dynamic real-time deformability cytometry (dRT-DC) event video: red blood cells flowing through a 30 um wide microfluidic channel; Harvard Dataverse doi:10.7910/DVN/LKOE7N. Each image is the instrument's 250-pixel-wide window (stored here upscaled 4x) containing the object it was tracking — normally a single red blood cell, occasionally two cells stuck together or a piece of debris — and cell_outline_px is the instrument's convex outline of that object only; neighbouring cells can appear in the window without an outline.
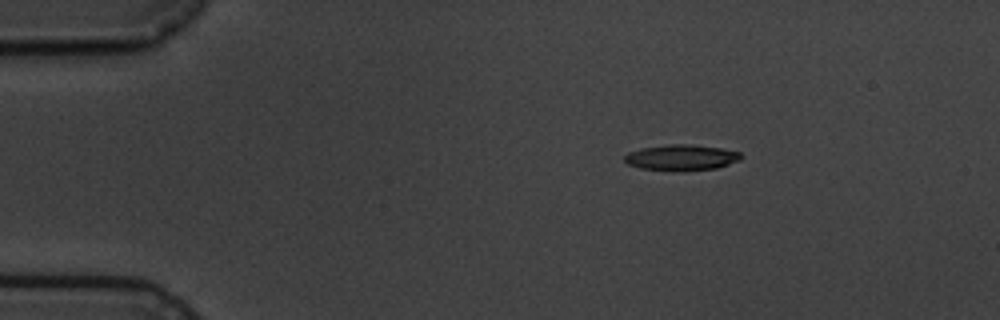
{"species": "common noctule bat (a hibernating species)", "species_latin": "Nyctalus noctula", "temperature_condition": "cold", "stored_images_in_passage": 5, "camera_frame_rate_fps": 3000, "um_per_image_px": 0.085, "animal": {"sex": "male", "body_mass_g": 19.5, "forearm_length_mm": 54.6}, "frame": {"image": 1, "passage_image": 3, "time_ms": 3.0, "image_size_px": [1000, 320], "cell_outline_px": [[740, 160], [716, 168], [640, 168], [628, 164], [624, 160], [624, 156], [628, 152], [640, 148], [668, 144], [692, 144], [720, 148], [740, 152]], "centroid_in_image_um": [57.89, 13.33], "position_along_channel_um": 27.1, "area_um2": 16.59}}